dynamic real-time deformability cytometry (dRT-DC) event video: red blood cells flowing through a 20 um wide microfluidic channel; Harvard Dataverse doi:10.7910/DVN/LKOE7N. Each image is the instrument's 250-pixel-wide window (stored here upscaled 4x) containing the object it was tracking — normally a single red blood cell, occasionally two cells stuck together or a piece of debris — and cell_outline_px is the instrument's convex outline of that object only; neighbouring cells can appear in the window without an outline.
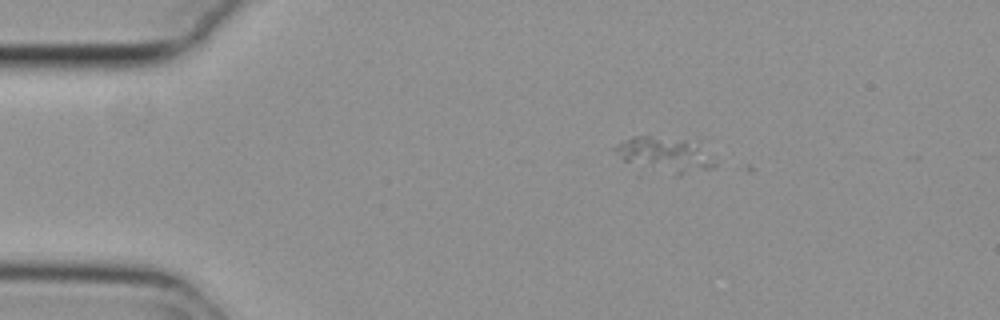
{"species": "common noctule bat (a hibernating species)", "species_latin": "Nyctalus noctula", "temperature_condition": "cold", "stored_images_in_passage": 8, "camera_frame_rate_fps": 3000, "um_per_image_px": 0.085, "animal": {"sex": "female", "body_mass_g": 29.2, "forearm_length_mm": 56.3}, "frame": {"image": 1, "passage_image": 4, "time_ms": 1.0, "image_size_px": [1000, 320], "cell_outline_px": [[716, 168], [680, 176], [676, 176], [624, 160], [612, 152], [612, 148], [632, 136], [648, 136], [700, 140], [716, 164]], "centroid_in_image_um": [56.63, 13.13], "position_along_channel_um": 28.4, "area_um2": 20.81}}